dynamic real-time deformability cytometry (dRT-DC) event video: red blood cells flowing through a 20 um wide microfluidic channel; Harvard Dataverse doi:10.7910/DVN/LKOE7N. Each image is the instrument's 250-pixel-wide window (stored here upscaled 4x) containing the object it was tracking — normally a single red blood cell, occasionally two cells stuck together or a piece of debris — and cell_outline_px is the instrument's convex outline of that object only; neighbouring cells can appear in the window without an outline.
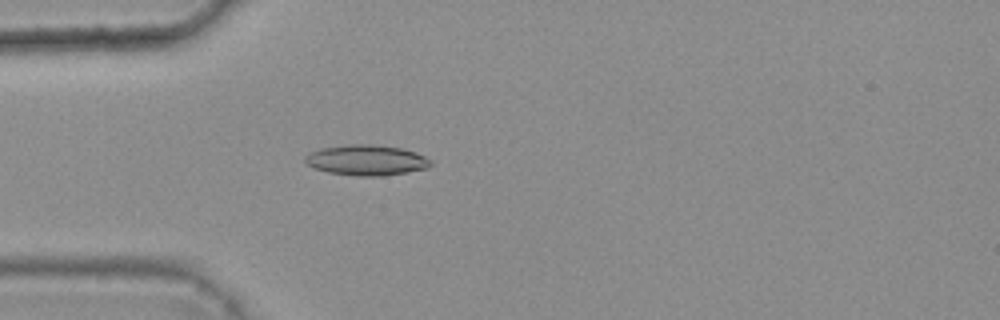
{"species": "common noctule bat (a hibernating species)", "species_latin": "Nyctalus noctula", "temperature_condition": "warm", "stored_images_in_passage": 3, "camera_frame_rate_fps": 3000, "um_per_image_px": 0.085, "animal": {"sex": "female", "body_mass_g": 25.1}, "frame": {"image": 1, "passage_image": 3, "time_ms": 0.667, "image_size_px": [1000, 320], "cell_outline_px": [[432, 164], [428, 168], [408, 172], [384, 176], [360, 176], [328, 172], [312, 168], [304, 164], [304, 156], [308, 152], [320, 148], [348, 144], [372, 144], [400, 148], [416, 152], [432, 160]], "centroid_in_image_um": [31.11, 13.61], "position_along_channel_um": 53.9, "area_um2": 22.66}}